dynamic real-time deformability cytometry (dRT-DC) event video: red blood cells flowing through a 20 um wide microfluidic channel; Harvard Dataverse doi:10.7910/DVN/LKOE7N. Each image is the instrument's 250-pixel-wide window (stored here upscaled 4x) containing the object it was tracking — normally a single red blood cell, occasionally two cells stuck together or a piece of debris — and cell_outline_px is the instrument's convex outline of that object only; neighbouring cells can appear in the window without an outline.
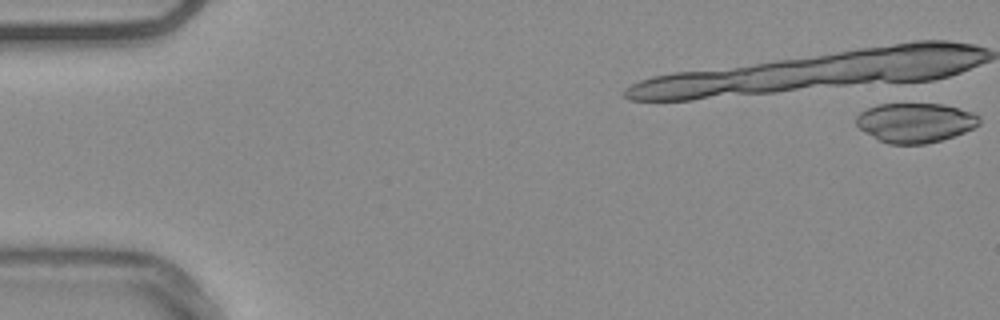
{"species": "common noctule bat (a hibernating species)", "species_latin": "Nyctalus noctula", "temperature_condition": "warm", "stored_images_in_passage": 15, "camera_frame_rate_fps": 3000, "um_per_image_px": 0.085, "animal": {"sex": "male", "body_mass_g": 20.4}, "frame": {"image": 1, "passage_image": 1, "time_ms": 0.0, "image_size_px": [1000, 320], "cell_outline_px": [[980, 124], [964, 132], [940, 140], [924, 144], [888, 144], [876, 140], [864, 132], [856, 124], [856, 116], [860, 112], [876, 104], [944, 104], [972, 112], [980, 116]], "centroid_in_image_um": [77.77, 10.43], "position_along_channel_um": 7.2, "area_um2": 28.44}}